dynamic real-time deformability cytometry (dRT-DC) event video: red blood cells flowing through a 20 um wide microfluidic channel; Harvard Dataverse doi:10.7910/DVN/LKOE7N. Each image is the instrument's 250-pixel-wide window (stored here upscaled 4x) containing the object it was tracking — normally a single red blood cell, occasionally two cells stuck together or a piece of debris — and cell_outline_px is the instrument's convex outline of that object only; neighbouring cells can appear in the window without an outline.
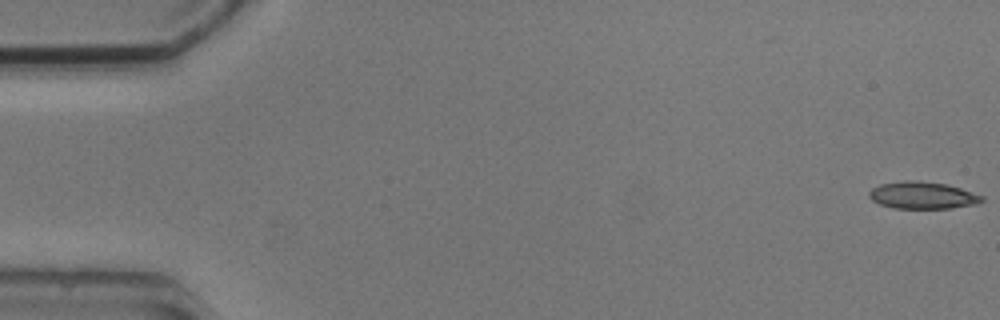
{"species": "common noctule bat (a hibernating species)", "species_latin": "Nyctalus noctula", "temperature_condition": "cold", "stored_images_in_passage": 6, "camera_frame_rate_fps": 3000, "um_per_image_px": 0.085, "animal": {"sex": "male", "body_mass_g": 20.5, "forearm_length_mm": 52.5}, "frame": {"image": 1, "passage_image": 1, "time_ms": 0.0, "image_size_px": [1000, 320], "cell_outline_px": [[984, 200], [976, 204], [952, 208], [892, 208], [880, 204], [872, 200], [868, 196], [868, 192], [872, 188], [880, 184], [908, 180], [916, 180], [944, 184], [960, 188], [984, 196]], "centroid_in_image_um": [78.4, 16.6], "position_along_channel_um": 6.6, "area_um2": 17.74}}
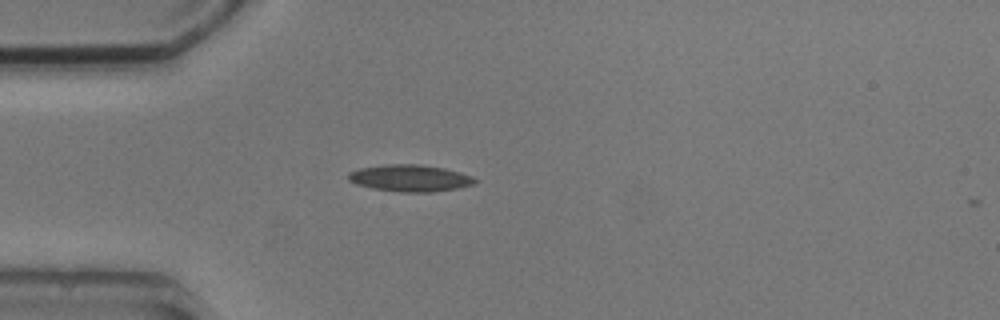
{"frame": {"image": 2, "passage_image": 5, "time_ms": 4.667, "image_size_px": [1000, 320], "cell_outline_px": [[476, 180], [472, 184], [456, 188], [432, 192], [404, 192], [372, 188], [356, 184], [348, 180], [348, 172], [360, 168], [384, 164], [420, 164], [444, 168], [460, 172], [472, 176]], "centroid_in_image_um": [34.81, 15.13], "position_along_channel_um": 50.2, "area_um2": 19.65}}